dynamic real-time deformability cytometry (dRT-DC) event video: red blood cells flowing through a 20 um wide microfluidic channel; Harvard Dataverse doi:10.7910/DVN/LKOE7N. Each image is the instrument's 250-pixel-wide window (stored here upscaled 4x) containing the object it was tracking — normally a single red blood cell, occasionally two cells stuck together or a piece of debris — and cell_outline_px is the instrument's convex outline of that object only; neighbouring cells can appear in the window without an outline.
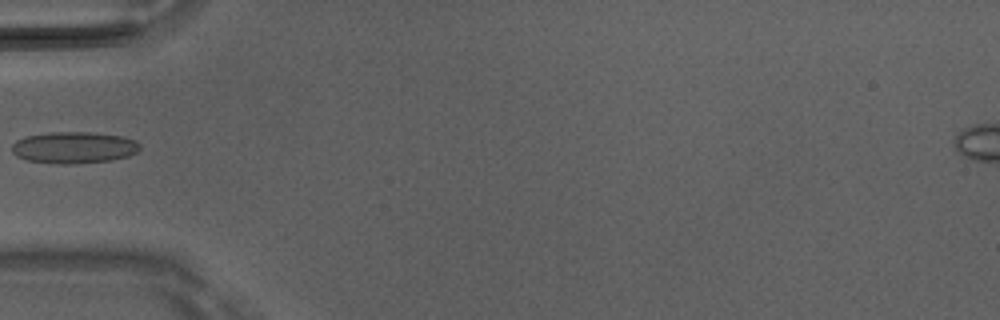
{"species": "Egyptian fruit bat (a non-hibernating species)", "species_latin": "Rousettus aegyptiacus", "temperature_condition": "room temperature", "stored_images_in_passage": 5, "camera_frame_rate_fps": 3000, "um_per_image_px": 0.085, "animal": {"sex": "male"}, "frame": {"image": 1, "passage_image": 5, "time_ms": 1.333, "image_size_px": [1000, 320], "cell_outline_px": [[140, 148], [136, 152], [128, 156], [112, 160], [72, 164], [56, 164], [28, 160], [16, 156], [12, 152], [12, 144], [16, 140], [24, 136], [52, 132], [88, 132], [124, 136], [136, 140], [140, 144]], "centroid_in_image_um": [6.28, 12.54], "position_along_channel_um": 78.7, "area_um2": 23.76}}